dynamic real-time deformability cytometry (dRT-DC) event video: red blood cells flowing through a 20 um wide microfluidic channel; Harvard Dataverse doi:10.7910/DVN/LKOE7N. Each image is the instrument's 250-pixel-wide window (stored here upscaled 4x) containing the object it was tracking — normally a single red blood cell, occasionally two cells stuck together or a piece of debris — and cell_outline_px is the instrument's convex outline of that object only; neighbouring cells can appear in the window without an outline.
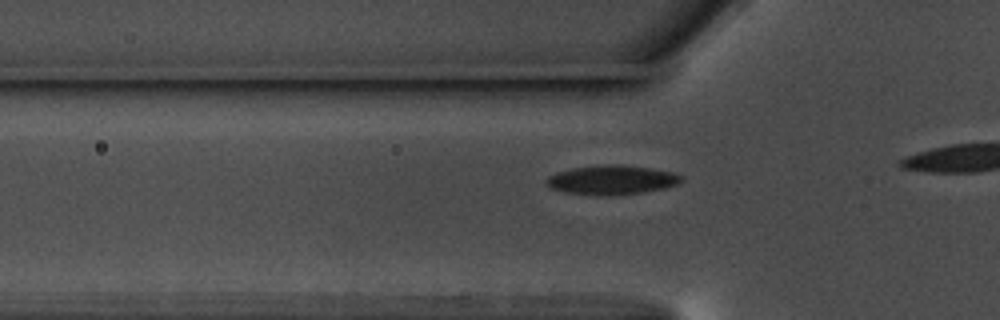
{"species": "common noctule bat (a hibernating species)", "species_latin": "Nyctalus noctula", "temperature_condition": "warm", "stored_images_in_passage": 10, "camera_frame_rate_fps": 3000, "um_per_image_px": 0.085, "animal": {"sex": "male", "body_mass_g": 17.5, "forearm_length_mm": 52.3}, "frame": {"image": 1, "passage_image": 4, "time_ms": 1.0, "image_size_px": [1000, 320], "cell_outline_px": [[684, 180], [676, 184], [664, 188], [644, 192], [564, 192], [552, 188], [544, 180], [548, 176], [556, 172], [572, 168], [608, 164], [620, 164], [652, 168], [676, 172], [684, 176]], "centroid_in_image_um": [52.08, 15.22], "position_along_channel_um": 73.7, "area_um2": 22.02}}
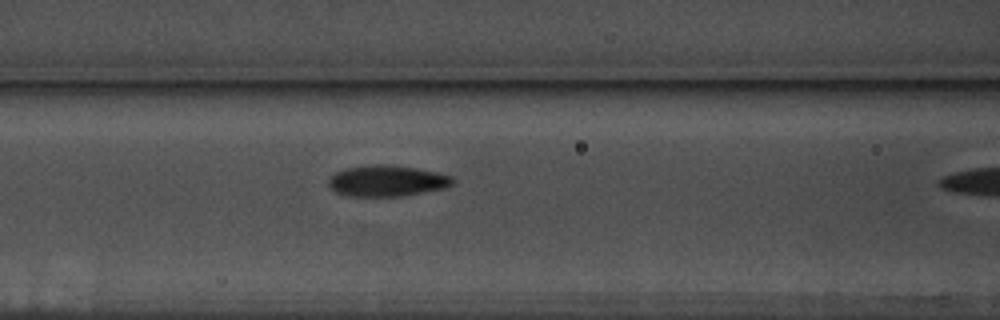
{"frame": {"image": 2, "passage_image": 9, "time_ms": 2.667, "image_size_px": [1000, 320], "cell_outline_px": [[456, 180], [452, 184], [444, 188], [404, 196], [348, 196], [336, 192], [328, 184], [328, 176], [336, 172], [348, 168], [376, 164], [384, 164], [416, 168], [436, 172], [452, 176]], "centroid_in_image_um": [32.89, 15.38], "position_along_channel_um": 133.7, "area_um2": 22.43}}